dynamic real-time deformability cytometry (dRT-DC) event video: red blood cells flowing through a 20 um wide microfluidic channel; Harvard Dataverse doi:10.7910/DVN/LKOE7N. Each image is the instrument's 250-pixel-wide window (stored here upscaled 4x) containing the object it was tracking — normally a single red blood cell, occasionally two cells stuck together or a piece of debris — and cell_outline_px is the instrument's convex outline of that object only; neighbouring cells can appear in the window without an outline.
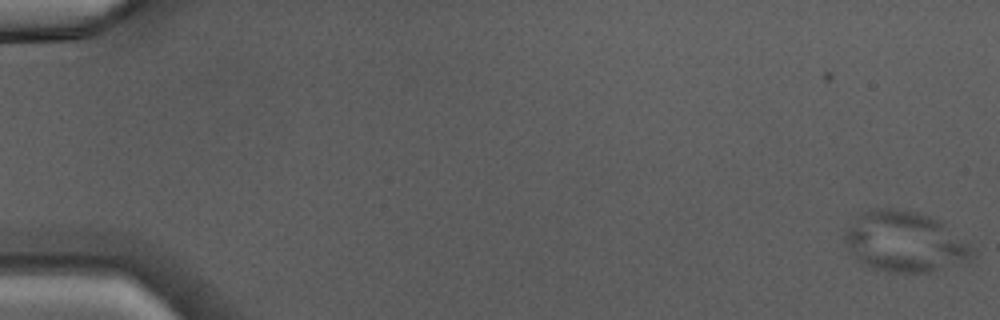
{"species": "Egyptian fruit bat (a non-hibernating species)", "species_latin": "Rousettus aegyptiacus", "temperature_condition": "warm", "stored_images_in_passage": 38, "camera_frame_rate_fps": 3000, "um_per_image_px": 0.085, "animal": {"sex": "male"}, "frame": {"image": 1, "passage_image": 1, "time_ms": 0.0, "image_size_px": [1000, 320], "cell_outline_px": [[976, 256], [972, 260], [928, 272], [888, 272], [868, 268], [860, 264], [848, 248], [844, 240], [844, 232], [860, 212], [868, 208], [892, 208], [912, 212], [928, 216], [940, 220], [968, 244], [972, 248]], "centroid_in_image_um": [76.87, 20.56], "position_along_channel_um": 8.1, "area_um2": 45.08}}
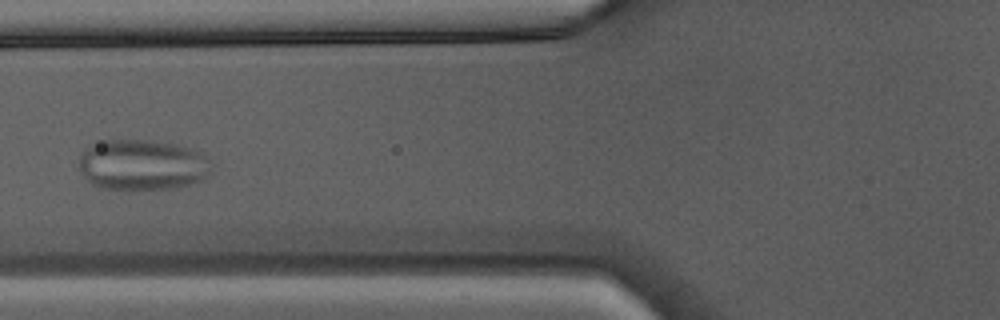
{"frame": {"image": 2, "passage_image": 20, "time_ms": 6.333, "image_size_px": [1000, 320], "cell_outline_px": [[216, 164], [212, 172], [204, 180], [176, 188], [96, 188], [84, 176], [80, 168], [80, 156], [88, 144], [108, 140], [152, 140], [176, 144], [200, 152], [208, 156]], "centroid_in_image_um": [12.18, 14.0], "position_along_channel_um": 113.6, "area_um2": 39.54}}